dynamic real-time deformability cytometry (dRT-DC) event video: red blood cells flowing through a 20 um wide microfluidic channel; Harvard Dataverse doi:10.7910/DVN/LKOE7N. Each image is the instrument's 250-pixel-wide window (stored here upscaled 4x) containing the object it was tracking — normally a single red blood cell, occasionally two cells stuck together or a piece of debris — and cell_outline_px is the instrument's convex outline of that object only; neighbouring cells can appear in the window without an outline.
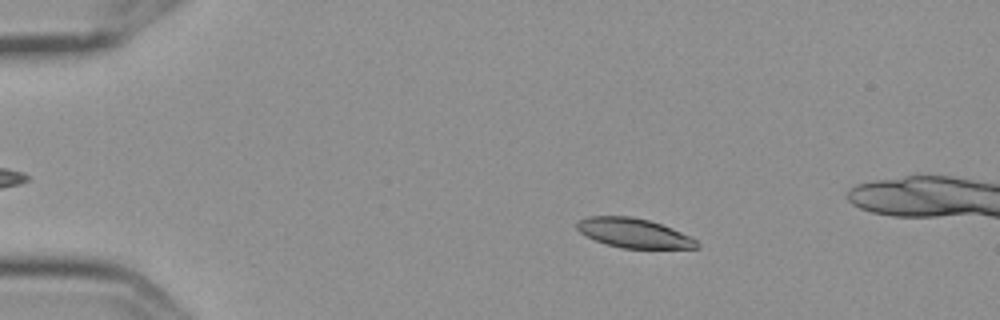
{"species": "Egyptian fruit bat (a non-hibernating species)", "species_latin": "Rousettus aegyptiacus", "temperature_condition": "cold", "stored_images_in_passage": 5, "camera_frame_rate_fps": 3000, "um_per_image_px": 0.085, "frame": {"image": 1, "passage_image": 3, "time_ms": 0.667, "image_size_px": [1000, 320], "cell_outline_px": [[700, 248], [620, 248], [596, 240], [580, 232], [576, 228], [576, 224], [580, 220], [588, 216], [632, 216], [648, 220], [672, 228], [696, 240], [700, 244]], "centroid_in_image_um": [53.87, 19.8], "position_along_channel_um": 31.1, "area_um2": 20.29}}